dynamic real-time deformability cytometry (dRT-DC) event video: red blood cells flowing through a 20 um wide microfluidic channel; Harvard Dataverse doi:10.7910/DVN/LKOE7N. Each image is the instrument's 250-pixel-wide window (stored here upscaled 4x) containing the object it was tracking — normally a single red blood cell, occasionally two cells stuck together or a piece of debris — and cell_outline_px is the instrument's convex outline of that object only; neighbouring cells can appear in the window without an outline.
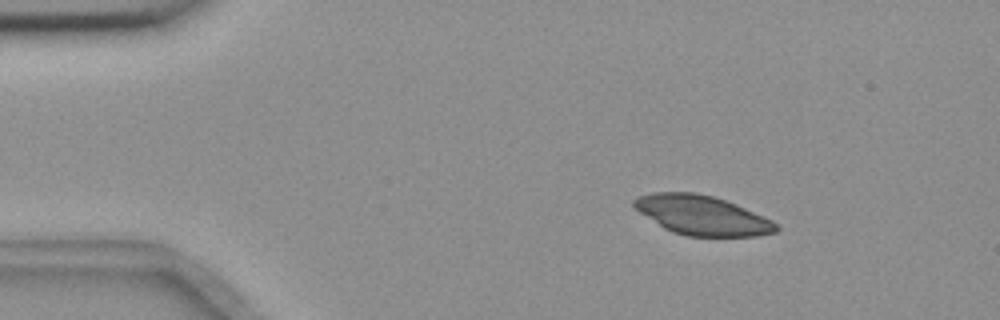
{"species": "common noctule bat (a hibernating species)", "species_latin": "Nyctalus noctula", "temperature_condition": "room temperature", "stored_images_in_passage": 3, "camera_frame_rate_fps": 3000, "um_per_image_px": 0.085, "animal": {"sex": "female", "body_mass_g": 18.4}, "frame": {"image": 1, "passage_image": 1, "time_ms": 0.0, "image_size_px": [1000, 320], "cell_outline_px": [[780, 228], [776, 232], [756, 236], [688, 236], [672, 232], [664, 228], [640, 212], [632, 204], [632, 200], [636, 196], [652, 192], [696, 192], [712, 196], [736, 204], [764, 216], [772, 220]], "centroid_in_image_um": [59.67, 18.29], "position_along_channel_um": 25.3, "area_um2": 32.6}}